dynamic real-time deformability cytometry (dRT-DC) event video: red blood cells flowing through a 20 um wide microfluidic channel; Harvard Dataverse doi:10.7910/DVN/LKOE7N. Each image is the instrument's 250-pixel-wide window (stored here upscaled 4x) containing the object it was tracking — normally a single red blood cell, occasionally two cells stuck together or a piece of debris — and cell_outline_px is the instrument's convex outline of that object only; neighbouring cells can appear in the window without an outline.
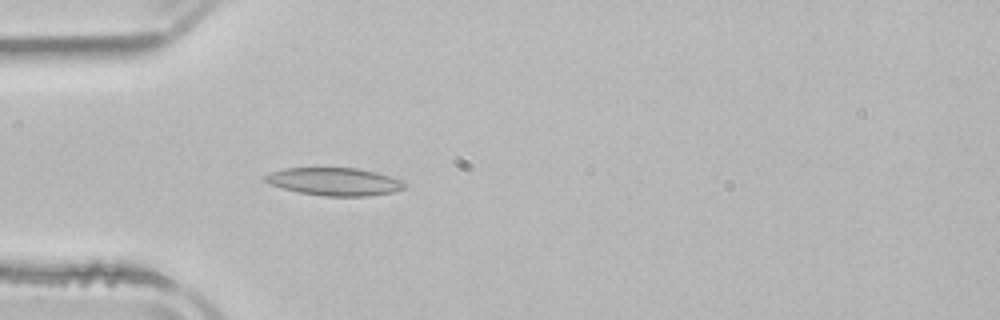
{"species": "common noctule bat (a hibernating species)", "species_latin": "Nyctalus noctula", "temperature_condition": "room temperature", "stored_images_in_passage": 3, "camera_frame_rate_fps": 3000, "um_per_image_px": 0.085, "animal": {"sex": "male", "body_mass_g": 21.5, "forearm_length_mm": 52.0}, "frame": {"image": 1, "passage_image": 3, "time_ms": 3.333, "image_size_px": [1000, 320], "cell_outline_px": [[404, 188], [392, 192], [368, 196], [324, 196], [300, 192], [268, 184], [264, 180], [264, 176], [272, 172], [284, 168], [360, 168], [376, 172], [400, 180], [404, 184]], "centroid_in_image_um": [28.4, 15.43], "position_along_channel_um": 56.6, "area_um2": 22.31}}